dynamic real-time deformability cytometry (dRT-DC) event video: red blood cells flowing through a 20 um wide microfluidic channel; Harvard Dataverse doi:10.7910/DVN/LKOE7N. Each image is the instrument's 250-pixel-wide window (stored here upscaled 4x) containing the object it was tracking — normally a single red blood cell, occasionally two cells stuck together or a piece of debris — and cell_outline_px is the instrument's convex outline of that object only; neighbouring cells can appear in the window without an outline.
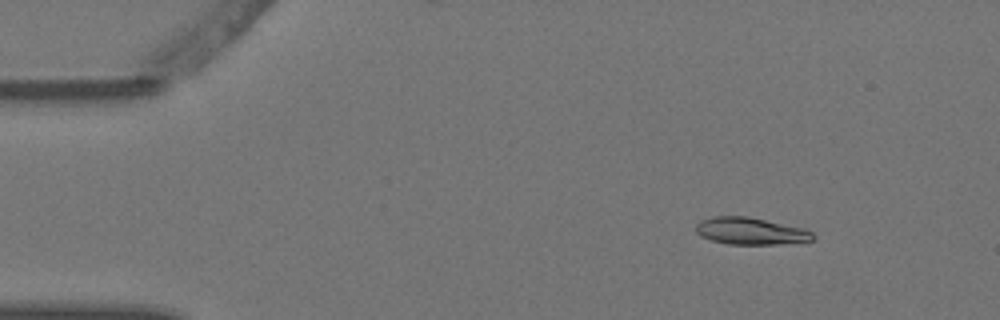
{"species": "Egyptian fruit bat (a non-hibernating species)", "species_latin": "Rousettus aegyptiacus", "temperature_condition": "warm", "stored_images_in_passage": 2, "camera_frame_rate_fps": 3000, "um_per_image_px": 0.085, "animal": {"sex": "female"}, "frame": {"image": 1, "passage_image": 1, "time_ms": 0.0, "image_size_px": [1000, 320], "cell_outline_px": [[816, 236], [812, 240], [776, 244], [728, 244], [712, 240], [700, 236], [696, 232], [696, 224], [700, 220], [712, 216], [748, 216], [804, 228], [812, 232]], "centroid_in_image_um": [63.77, 19.63], "position_along_channel_um": 21.2, "area_um2": 18.44}}